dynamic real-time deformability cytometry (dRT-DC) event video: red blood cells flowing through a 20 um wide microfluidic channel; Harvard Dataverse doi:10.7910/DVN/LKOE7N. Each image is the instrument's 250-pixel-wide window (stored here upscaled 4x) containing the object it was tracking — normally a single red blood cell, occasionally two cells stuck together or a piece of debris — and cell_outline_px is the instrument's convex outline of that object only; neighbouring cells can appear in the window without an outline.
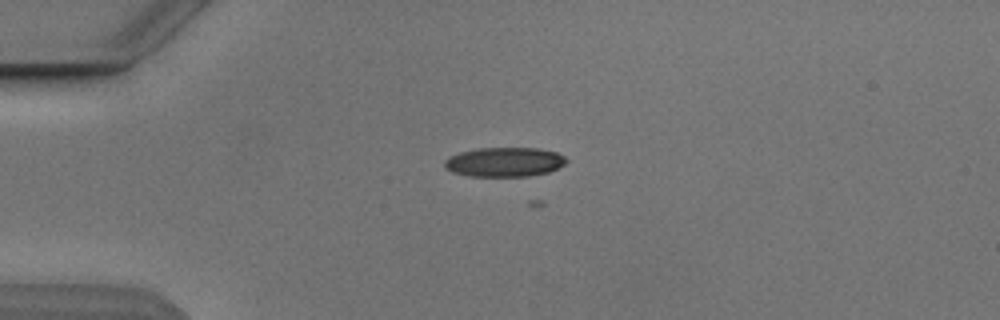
{"species": "Egyptian fruit bat (a non-hibernating species)", "species_latin": "Rousettus aegyptiacus", "temperature_condition": "cold", "stored_images_in_passage": 2, "camera_frame_rate_fps": 3000, "um_per_image_px": 0.085, "animal": {"sex": "male"}, "frame": {"image": 1, "passage_image": 1, "time_ms": 0.0, "image_size_px": [1000, 320], "cell_outline_px": [[568, 160], [560, 168], [548, 172], [528, 176], [468, 176], [452, 172], [444, 168], [444, 160], [448, 156], [460, 152], [476, 148], [540, 148], [556, 152], [564, 156]], "centroid_in_image_um": [42.86, 13.77], "position_along_channel_um": 42.1, "area_um2": 21.1}}